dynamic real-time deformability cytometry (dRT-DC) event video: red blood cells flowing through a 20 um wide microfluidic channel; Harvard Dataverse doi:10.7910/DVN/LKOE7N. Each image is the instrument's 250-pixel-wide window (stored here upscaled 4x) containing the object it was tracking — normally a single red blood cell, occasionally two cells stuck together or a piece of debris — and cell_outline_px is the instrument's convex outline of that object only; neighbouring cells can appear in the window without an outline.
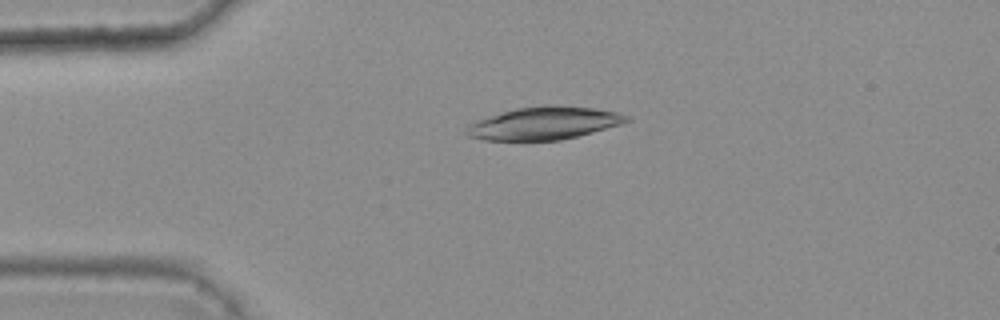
{"species": "common noctule bat (a hibernating species)", "species_latin": "Nyctalus noctula", "temperature_condition": "warm", "stored_images_in_passage": 3, "camera_frame_rate_fps": 3000, "um_per_image_px": 0.085, "animal": {"sex": "female", "body_mass_g": 25.1}, "frame": {"image": 1, "passage_image": 1, "time_ms": 0.0, "image_size_px": [1000, 320], "cell_outline_px": [[632, 120], [620, 124], [592, 132], [560, 140], [484, 140], [468, 136], [464, 132], [468, 124], [476, 120], [516, 108], [544, 104], [556, 104], [592, 108], [616, 112], [628, 116]], "centroid_in_image_um": [46.21, 10.46], "position_along_channel_um": 38.8, "area_um2": 30.52}}
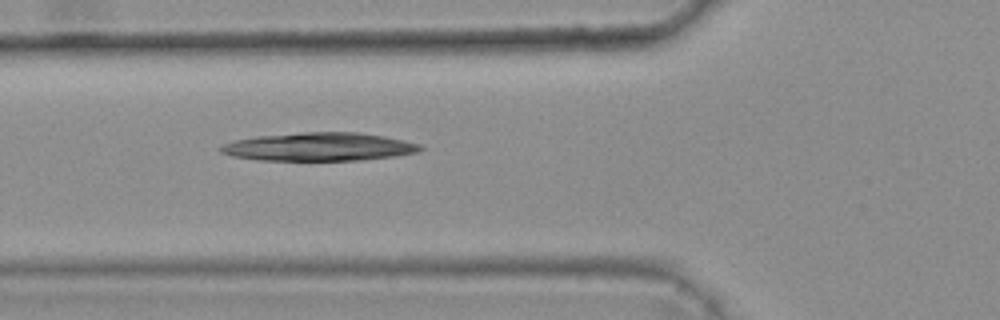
{"frame": {"image": 2, "passage_image": 3, "time_ms": 0.667, "image_size_px": [1000, 320], "cell_outline_px": [[424, 148], [416, 152], [396, 156], [360, 160], [260, 160], [232, 156], [220, 152], [216, 148], [232, 140], [256, 136], [300, 132], [360, 132], [384, 136], [404, 140], [420, 144]], "centroid_in_image_um": [27.09, 12.47], "position_along_channel_um": 98.7, "area_um2": 33.06}}